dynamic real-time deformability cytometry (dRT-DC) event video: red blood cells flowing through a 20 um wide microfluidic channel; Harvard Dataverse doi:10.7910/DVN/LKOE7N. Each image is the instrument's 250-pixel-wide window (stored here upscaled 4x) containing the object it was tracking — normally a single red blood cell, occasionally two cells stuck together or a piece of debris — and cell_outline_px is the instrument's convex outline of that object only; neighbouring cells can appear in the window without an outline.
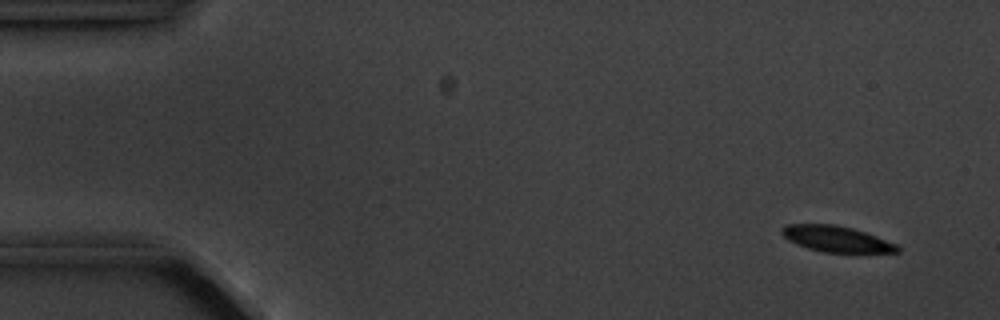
{"species": "common noctule bat (a hibernating species)", "species_latin": "Nyctalus noctula", "temperature_condition": "cold", "stored_images_in_passage": 6, "camera_frame_rate_fps": 3000, "um_per_image_px": 0.085, "animal": {"sex": "male", "body_mass_g": 20.1, "forearm_length_mm": 53.5}, "frame": {"image": 1, "passage_image": 1, "time_ms": 0.0, "image_size_px": [1000, 320], "cell_outline_px": [[900, 252], [824, 252], [808, 248], [796, 244], [788, 240], [780, 232], [780, 228], [784, 224], [836, 224], [852, 228], [876, 236], [896, 244], [900, 248]], "centroid_in_image_um": [71.04, 20.29], "position_along_channel_um": 14.0, "area_um2": 17.4}}